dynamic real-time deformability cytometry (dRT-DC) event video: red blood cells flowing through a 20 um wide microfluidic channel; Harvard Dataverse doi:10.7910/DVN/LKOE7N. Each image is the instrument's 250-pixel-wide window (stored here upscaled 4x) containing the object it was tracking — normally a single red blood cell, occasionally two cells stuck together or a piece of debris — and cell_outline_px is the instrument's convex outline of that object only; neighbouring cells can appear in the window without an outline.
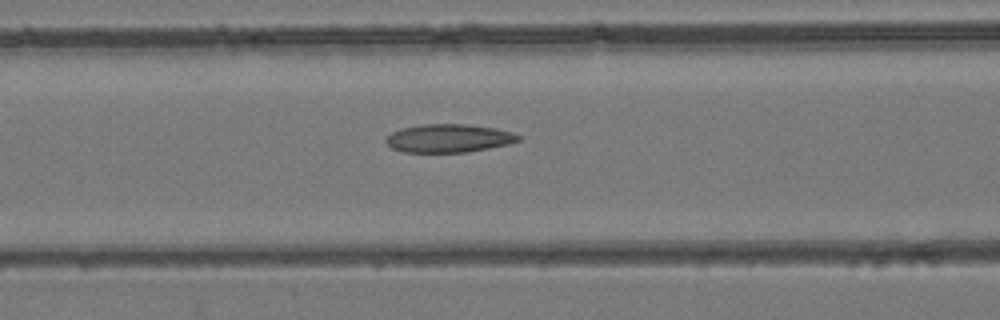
{"species": "common noctule bat (a hibernating species)", "species_latin": "Nyctalus noctula", "temperature_condition": "room temperature", "stored_images_in_passage": 29, "camera_frame_rate_fps": 3000, "um_per_image_px": 0.085, "animal": {"sex": "female", "body_mass_g": 24.6, "forearm_length_mm": 56.2}, "frame": {"image": 1, "passage_image": 7, "time_ms": 2.0, "image_size_px": [1000, 320], "cell_outline_px": [[520, 140], [508, 144], [468, 152], [404, 152], [392, 148], [384, 140], [392, 132], [400, 128], [424, 124], [464, 124], [496, 128], [512, 132], [520, 136]], "centroid_in_image_um": [38.13, 11.75], "position_along_channel_um": 128.5, "area_um2": 21.73}}
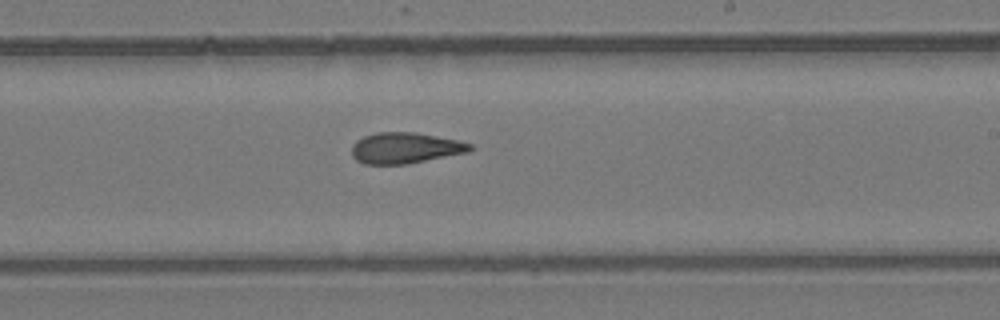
{"frame": {"image": 2, "passage_image": 16, "time_ms": 5.0, "image_size_px": [1000, 320], "cell_outline_px": [[472, 148], [468, 152], [408, 164], [364, 164], [356, 160], [352, 156], [352, 144], [356, 140], [364, 136], [376, 132], [416, 132], [460, 140], [472, 144]], "centroid_in_image_um": [34.44, 12.57], "position_along_channel_um": 254.6, "area_um2": 21.5}}
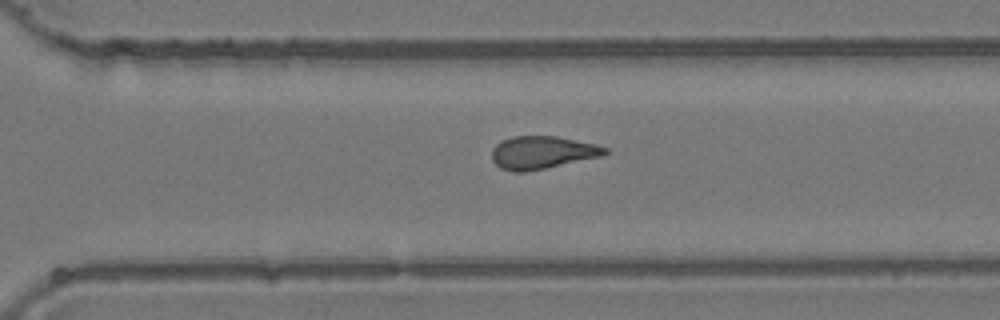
{"frame": {"image": 3, "passage_image": 21, "time_ms": 6.667, "image_size_px": [1000, 320], "cell_outline_px": [[608, 152], [604, 156], [524, 172], [512, 172], [500, 168], [492, 160], [492, 148], [496, 144], [512, 136], [556, 136], [596, 144], [608, 148]], "centroid_in_image_um": [46.09, 12.96], "position_along_channel_um": 324.5, "area_um2": 21.62}}